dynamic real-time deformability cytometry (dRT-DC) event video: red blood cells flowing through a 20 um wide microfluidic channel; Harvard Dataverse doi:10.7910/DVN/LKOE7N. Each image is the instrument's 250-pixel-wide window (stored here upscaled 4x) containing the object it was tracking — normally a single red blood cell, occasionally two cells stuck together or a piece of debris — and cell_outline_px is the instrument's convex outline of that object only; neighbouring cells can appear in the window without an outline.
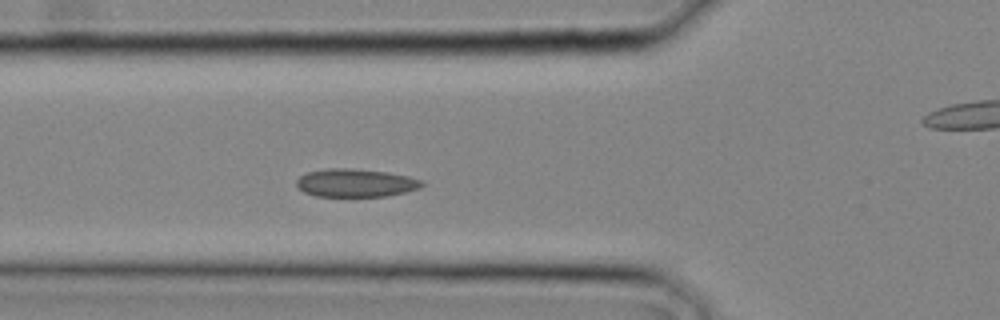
{"species": "common noctule bat (a hibernating species)", "species_latin": "Nyctalus noctula", "temperature_condition": "cold", "stored_images_in_passage": 5, "camera_frame_rate_fps": 3000, "um_per_image_px": 0.085, "animal": {"sex": "male", "body_mass_g": 20.4}, "frame": {"image": 1, "passage_image": 3, "time_ms": 0.667, "image_size_px": [1000, 320], "cell_outline_px": [[424, 184], [420, 188], [404, 192], [384, 196], [316, 196], [304, 192], [296, 184], [296, 180], [300, 176], [308, 172], [324, 168], [348, 168], [388, 172], [408, 176], [424, 180]], "centroid_in_image_um": [30.24, 15.54], "position_along_channel_um": 95.6, "area_um2": 20.52}}
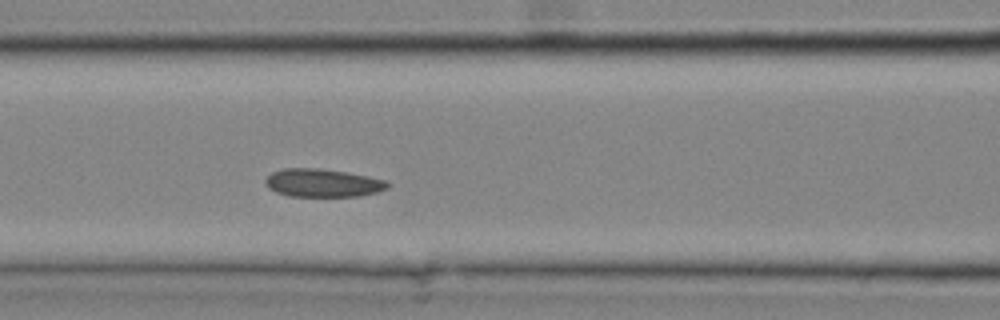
{"frame": {"image": 2, "passage_image": 5, "time_ms": 1.333, "image_size_px": [1000, 320], "cell_outline_px": [[392, 184], [388, 188], [376, 192], [360, 196], [288, 196], [276, 192], [268, 188], [264, 180], [272, 172], [284, 168], [320, 168], [348, 172], [368, 176], [384, 180]], "centroid_in_image_um": [27.43, 15.54], "position_along_channel_um": 139.2, "area_um2": 20.11}}